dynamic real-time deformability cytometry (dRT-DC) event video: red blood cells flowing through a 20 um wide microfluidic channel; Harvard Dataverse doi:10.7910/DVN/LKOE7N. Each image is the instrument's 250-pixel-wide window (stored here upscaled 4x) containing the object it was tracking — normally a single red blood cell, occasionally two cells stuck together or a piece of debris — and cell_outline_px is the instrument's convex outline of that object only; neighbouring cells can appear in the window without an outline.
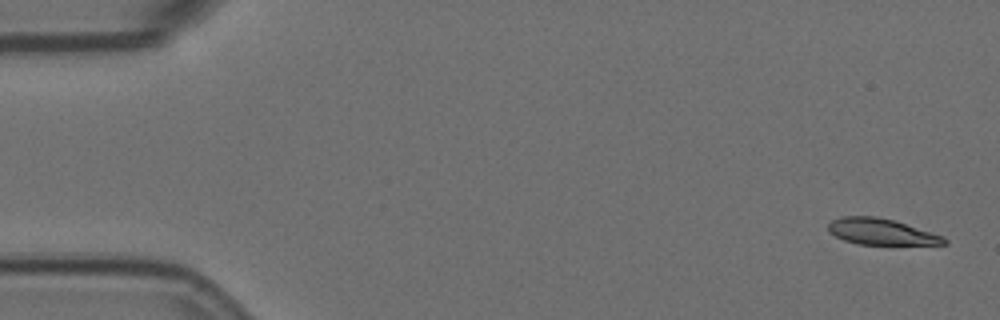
{"species": "Egyptian fruit bat (a non-hibernating species)", "species_latin": "Rousettus aegyptiacus", "temperature_condition": "room temperature", "stored_images_in_passage": 4, "camera_frame_rate_fps": 3000, "um_per_image_px": 0.085, "animal": {"sex": "female"}, "frame": {"image": 1, "passage_image": 1, "time_ms": 0.0, "image_size_px": [1000, 320], "cell_outline_px": [[948, 244], [856, 244], [844, 240], [828, 232], [828, 224], [832, 220], [840, 216], [876, 216], [892, 220], [944, 236], [948, 240]], "centroid_in_image_um": [74.87, 19.69], "position_along_channel_um": 10.1, "area_um2": 17.51}}
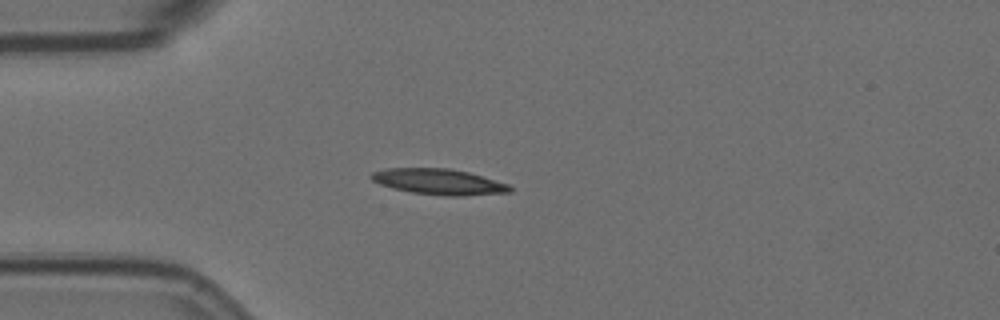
{"frame": {"image": 2, "passage_image": 4, "time_ms": 1.0, "image_size_px": [1000, 320], "cell_outline_px": [[512, 192], [464, 196], [444, 196], [412, 192], [392, 188], [380, 184], [372, 180], [368, 176], [372, 172], [384, 168], [448, 168], [468, 172], [508, 184], [512, 188]], "centroid_in_image_um": [37.27, 15.45], "position_along_channel_um": 47.7, "area_um2": 20.87}}